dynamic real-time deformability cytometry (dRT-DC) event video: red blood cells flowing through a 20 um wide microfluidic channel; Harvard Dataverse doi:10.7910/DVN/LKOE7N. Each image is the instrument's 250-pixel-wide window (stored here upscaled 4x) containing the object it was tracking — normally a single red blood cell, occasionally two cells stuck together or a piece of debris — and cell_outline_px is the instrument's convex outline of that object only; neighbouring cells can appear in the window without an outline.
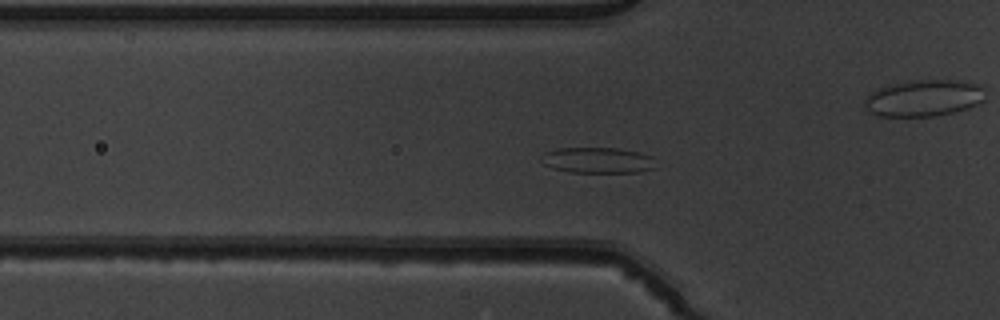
{"species": "common noctule bat (a hibernating species)", "species_latin": "Nyctalus noctula", "temperature_condition": "warm", "stored_images_in_passage": 49, "camera_frame_rate_fps": 3000, "um_per_image_px": 0.085, "animal": {"sex": "male", "body_mass_g": 19.5, "forearm_length_mm": 54.6}, "frame": {"image": 1, "passage_image": 14, "time_ms": 4.333, "image_size_px": [1000, 320], "cell_outline_px": [[656, 168], [640, 172], [568, 172], [552, 168], [544, 164], [540, 160], [544, 152], [560, 148], [616, 148], [636, 152], [652, 156]], "centroid_in_image_um": [50.78, 13.63], "position_along_channel_um": 75.0, "area_um2": 17.17}}
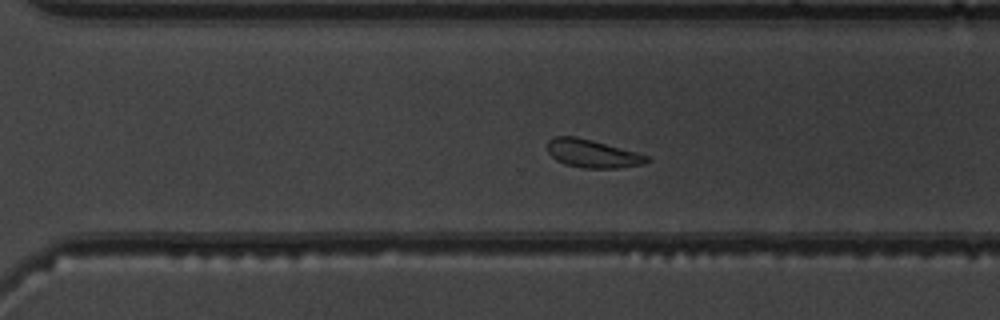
{"frame": {"image": 2, "passage_image": 33, "time_ms": 10.667, "image_size_px": [1000, 320], "cell_outline_px": [[652, 160], [644, 164], [616, 168], [584, 168], [564, 164], [556, 160], [548, 152], [548, 140], [556, 136], [576, 136], [592, 140], [636, 152], [648, 156]], "centroid_in_image_um": [50.36, 13.06], "position_along_channel_um": 320.2, "area_um2": 16.24}}
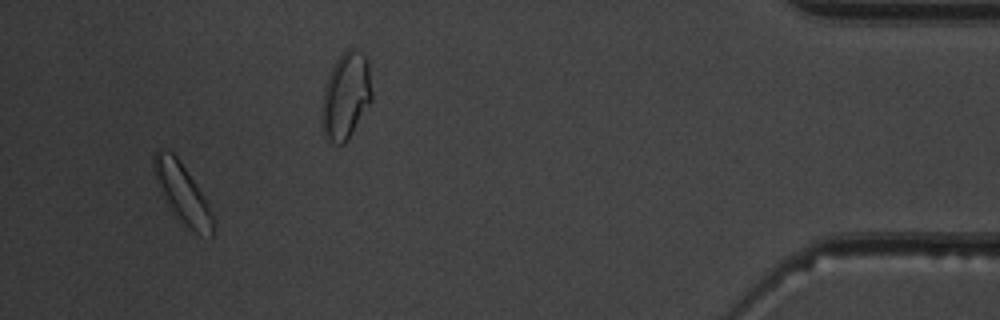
{"frame": {"image": 3, "passage_image": 46, "time_ms": 15.0, "image_size_px": [1000, 320], "cell_outline_px": [[216, 224], [212, 236], [200, 236], [184, 224], [172, 212], [160, 192], [152, 168], [152, 156], [156, 148], [160, 148], [172, 152], [180, 160], [196, 184], [208, 204], [216, 220]], "centroid_in_image_um": [15.5, 16.42], "position_along_channel_um": 419.7, "area_um2": 20.87}, "authors_computed_cell_mechanics": {"area_um2": 17.34, "velocity_mm_per_s": 3.8784, "shape_relaxation_time_tau1_ms": 7.1752, "shape_relaxation_time_tau2_ms": 2.9063, "deformation_change_tau1": 0.1241, "deformation_change_tau2": 0.0888}}